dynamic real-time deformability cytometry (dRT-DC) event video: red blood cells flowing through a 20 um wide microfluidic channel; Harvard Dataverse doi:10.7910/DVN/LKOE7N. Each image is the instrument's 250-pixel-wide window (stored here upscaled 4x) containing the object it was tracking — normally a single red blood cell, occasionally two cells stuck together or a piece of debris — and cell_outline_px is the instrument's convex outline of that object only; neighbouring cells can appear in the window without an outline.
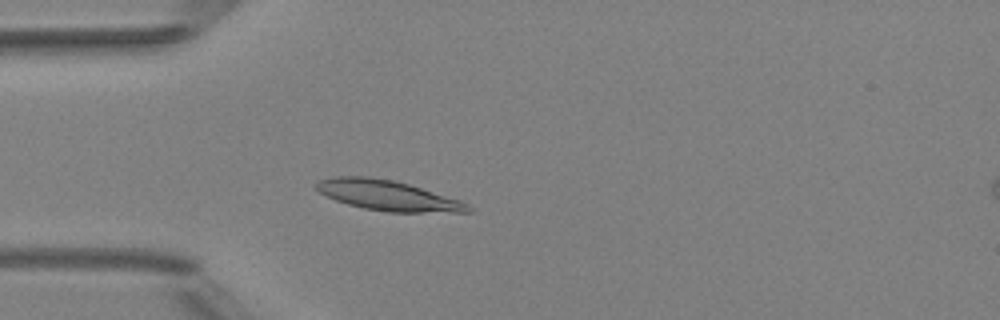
{"species": "Egyptian fruit bat (a non-hibernating species)", "species_latin": "Rousettus aegyptiacus", "temperature_condition": "room temperature", "stored_images_in_passage": 3, "camera_frame_rate_fps": 3000, "um_per_image_px": 0.085, "animal": {"sex": "female"}, "frame": {"image": 1, "passage_image": 3, "time_ms": 3.333, "image_size_px": [1000, 320], "cell_outline_px": [[472, 212], [388, 212], [364, 208], [348, 204], [336, 200], [320, 192], [312, 184], [316, 180], [336, 176], [368, 176], [396, 180], [460, 200], [468, 204], [472, 208]], "centroid_in_image_um": [32.94, 16.6], "position_along_channel_um": 52.1, "area_um2": 26.76}}